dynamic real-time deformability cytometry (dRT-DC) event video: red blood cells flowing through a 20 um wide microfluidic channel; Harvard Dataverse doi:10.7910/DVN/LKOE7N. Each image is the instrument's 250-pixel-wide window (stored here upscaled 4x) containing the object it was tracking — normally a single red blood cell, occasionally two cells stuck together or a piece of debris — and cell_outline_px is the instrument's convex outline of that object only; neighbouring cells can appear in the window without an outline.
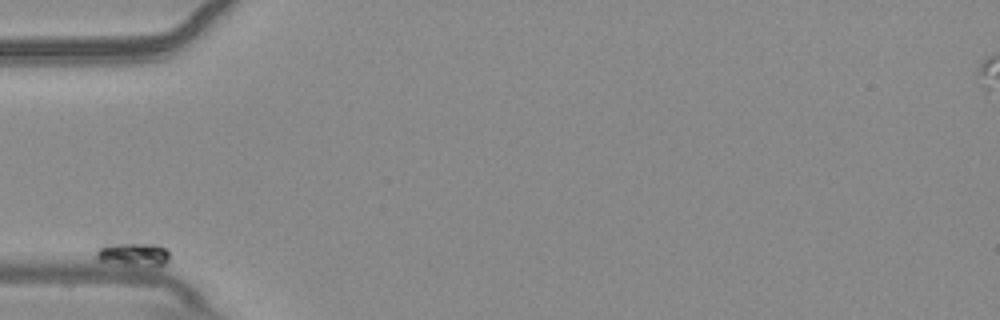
{"species": "common noctule bat (a hibernating species)", "species_latin": "Nyctalus noctula", "temperature_condition": "warm", "stored_images_in_passage": 46, "camera_frame_rate_fps": 3000, "um_per_image_px": 0.085, "animal": {"sex": "male", "body_mass_g": 20.4}, "frame": {"image": 1, "passage_image": 1, "time_ms": 0.0, "image_size_px": [1000, 320], "cell_outline_px": [[168, 260], [160, 268], [128, 268], [100, 260], [96, 256], [96, 252], [108, 240], [156, 244], [168, 248]], "centroid_in_image_um": [11.34, 21.63], "position_along_channel_um": 73.7, "area_um2": 11.5}}